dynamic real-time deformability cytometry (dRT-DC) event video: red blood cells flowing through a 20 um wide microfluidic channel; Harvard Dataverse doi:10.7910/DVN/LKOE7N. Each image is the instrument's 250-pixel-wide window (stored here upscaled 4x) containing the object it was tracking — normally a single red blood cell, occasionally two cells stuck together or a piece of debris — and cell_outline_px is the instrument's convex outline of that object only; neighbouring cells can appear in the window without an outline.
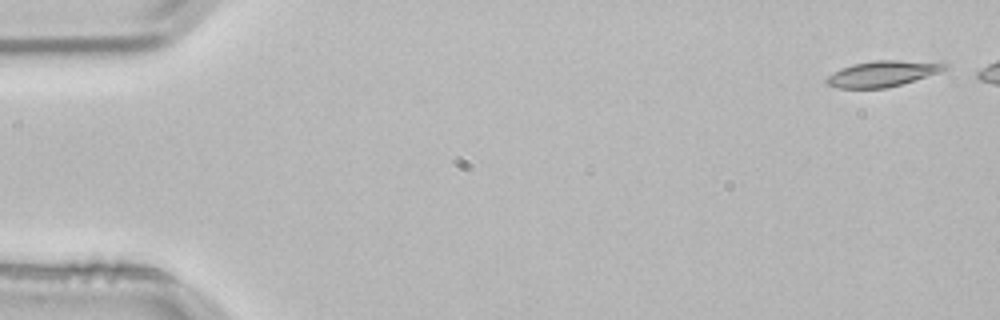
{"species": "common noctule bat (a hibernating species)", "species_latin": "Nyctalus noctula", "temperature_condition": "room temperature", "stored_images_in_passage": 5, "camera_frame_rate_fps": 3000, "um_per_image_px": 0.085, "animal": {"sex": "male", "body_mass_g": 21.5, "forearm_length_mm": 52.0}, "frame": {"image": 1, "passage_image": 1, "time_ms": 0.0, "image_size_px": [1000, 320], "cell_outline_px": [[948, 68], [900, 84], [884, 88], [836, 88], [828, 84], [824, 80], [828, 76], [840, 68], [852, 64], [872, 60], [944, 60], [948, 64]], "centroid_in_image_um": [75.06, 6.22], "position_along_channel_um": 9.9, "area_um2": 17.98}}